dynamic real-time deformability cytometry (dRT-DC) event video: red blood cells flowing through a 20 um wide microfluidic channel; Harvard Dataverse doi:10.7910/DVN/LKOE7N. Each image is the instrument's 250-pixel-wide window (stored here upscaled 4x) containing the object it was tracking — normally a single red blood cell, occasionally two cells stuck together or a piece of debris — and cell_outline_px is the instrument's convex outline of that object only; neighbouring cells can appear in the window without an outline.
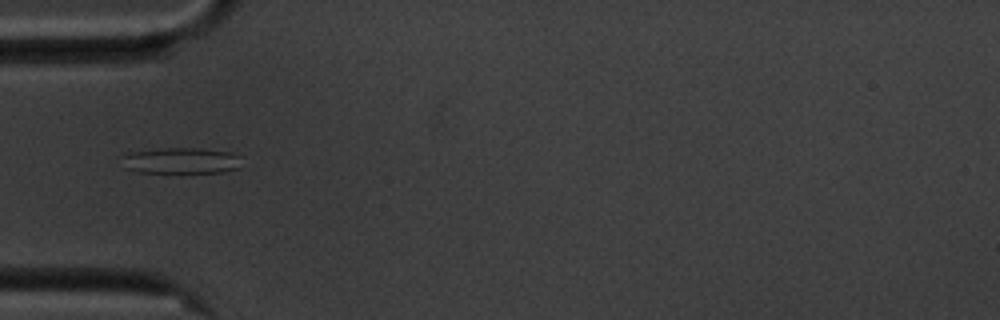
{"species": "common noctule bat (a hibernating species)", "species_latin": "Nyctalus noctula", "temperature_condition": "cold", "stored_images_in_passage": 31, "camera_frame_rate_fps": 3000, "um_per_image_px": 0.085, "animal": {"sex": "male", "body_mass_g": 20.1, "forearm_length_mm": 53.5}, "frame": {"image": 1, "passage_image": 1, "time_ms": 0.0, "image_size_px": [1000, 320], "cell_outline_px": [[240, 168], [224, 172], [180, 176], [136, 172], [124, 168], [120, 156], [128, 152], [160, 148], [200, 148], [232, 152], [240, 156]], "centroid_in_image_um": [15.36, 13.72], "position_along_channel_um": 69.6, "area_um2": 19.77}}
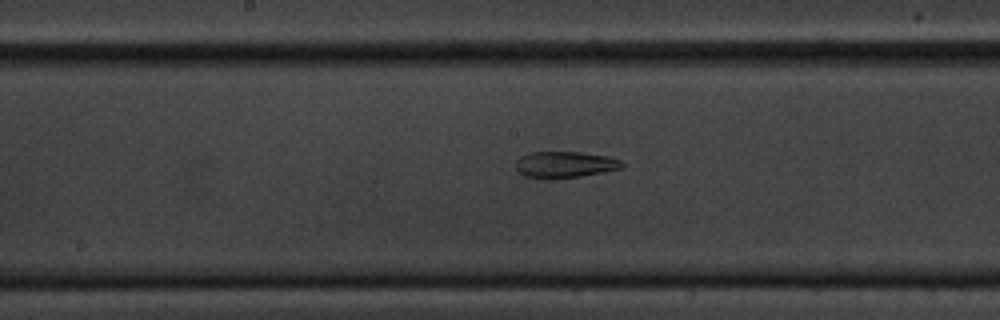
{"frame": {"image": 2, "passage_image": 12, "time_ms": 3.667, "image_size_px": [1000, 320], "cell_outline_px": [[624, 168], [580, 176], [552, 180], [544, 180], [524, 176], [516, 168], [516, 160], [520, 156], [532, 152], [580, 152], [608, 156], [620, 160], [624, 164]], "centroid_in_image_um": [47.99, 14.01], "position_along_channel_um": 200.2, "area_um2": 16.59}}
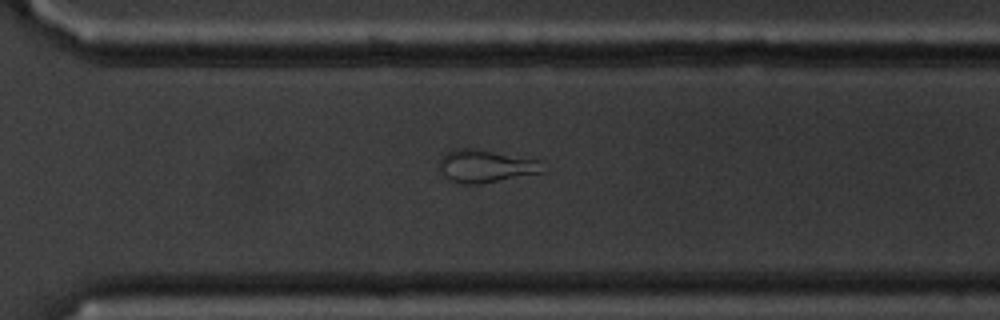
{"frame": {"image": 3, "passage_image": 23, "time_ms": 7.333, "image_size_px": [1000, 320], "cell_outline_px": [[544, 172], [480, 184], [460, 184], [452, 180], [440, 168], [440, 156], [444, 152], [456, 148], [472, 148], [540, 160]], "centroid_in_image_um": [41.28, 14.11], "position_along_channel_um": 329.3, "area_um2": 19.48}, "authors_computed_cell_mechanics": {"area_um2": 16.8776, "velocity_mm_per_s": 3.5394, "shape_relaxation_time_tau1_ms": null, "shape_relaxation_time_tau2_ms": 2.2722, "deformation_change_tau1": null, "deformation_change_tau2": 0.0895}}